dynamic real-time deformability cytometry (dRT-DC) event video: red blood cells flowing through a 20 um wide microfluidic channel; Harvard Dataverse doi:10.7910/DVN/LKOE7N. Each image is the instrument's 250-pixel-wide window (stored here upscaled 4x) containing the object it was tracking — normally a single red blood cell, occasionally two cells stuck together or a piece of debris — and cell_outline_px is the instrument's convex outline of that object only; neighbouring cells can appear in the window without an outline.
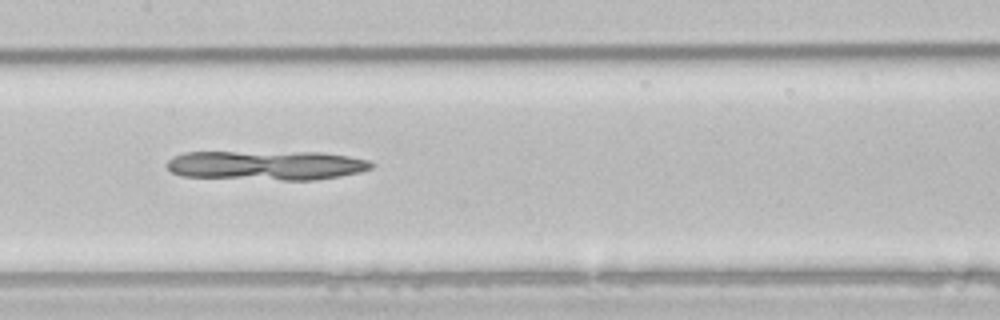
{"species": "common noctule bat (a hibernating species)", "species_latin": "Nyctalus noctula", "temperature_condition": "room temperature", "stored_images_in_passage": 35, "camera_frame_rate_fps": 3000, "um_per_image_px": 0.085, "animal": {"sex": "male", "body_mass_g": 21.5, "forearm_length_mm": 52.0}, "frame": {"image": 1, "passage_image": 12, "time_ms": 3.667, "image_size_px": [1000, 320], "cell_outline_px": [[372, 168], [360, 172], [340, 176], [316, 180], [280, 180], [184, 176], [172, 172], [168, 168], [168, 160], [172, 156], [184, 152], [320, 152], [348, 156], [368, 160], [372, 164]], "centroid_in_image_um": [22.65, 14.05], "position_along_channel_um": 184.7, "area_um2": 35.08}}
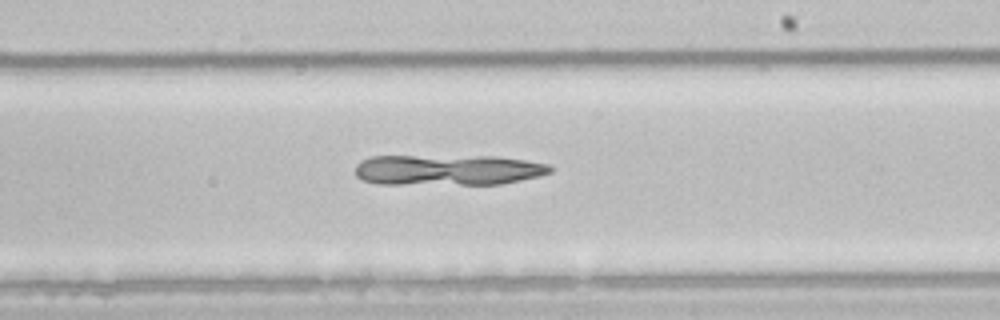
{"frame": {"image": 2, "passage_image": 17, "time_ms": 5.333, "image_size_px": [1000, 320], "cell_outline_px": [[552, 172], [536, 176], [500, 184], [376, 184], [364, 180], [356, 176], [356, 164], [360, 160], [372, 156], [496, 156], [524, 160], [548, 164], [552, 168]], "centroid_in_image_um": [38.01, 14.44], "position_along_channel_um": 251.0, "area_um2": 34.85}}
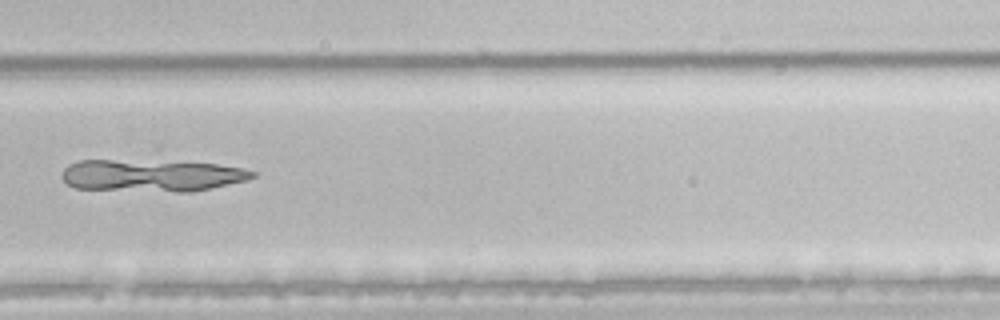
{"frame": {"image": 3, "passage_image": 22, "time_ms": 7.0, "image_size_px": [1000, 320], "cell_outline_px": [[256, 176], [248, 180], [212, 188], [192, 192], [176, 192], [76, 188], [68, 184], [60, 176], [64, 168], [68, 164], [80, 160], [112, 160], [216, 164], [244, 168], [256, 172]], "centroid_in_image_um": [12.9, 14.93], "position_along_channel_um": 316.9, "area_um2": 35.37}}